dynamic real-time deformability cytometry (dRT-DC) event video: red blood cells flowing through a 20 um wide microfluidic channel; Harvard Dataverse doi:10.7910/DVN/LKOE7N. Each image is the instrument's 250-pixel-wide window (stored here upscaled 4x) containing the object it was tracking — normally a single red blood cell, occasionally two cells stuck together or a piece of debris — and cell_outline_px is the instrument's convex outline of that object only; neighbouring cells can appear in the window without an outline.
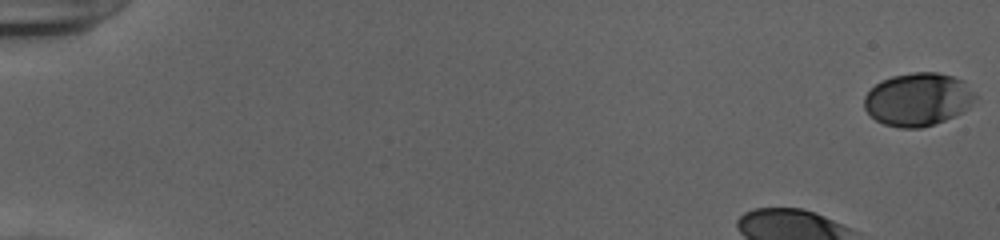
{"species": "human", "species_latin": "Homo sapiens", "temperature_condition": "cold", "stored_images_in_passage": 41, "camera_frame_rate_fps": 3000, "um_per_image_px": 0.085, "donor": {"sex": "female"}, "frame": {"image": 1, "passage_image": 1, "time_ms": 0.0, "image_size_px": [1000, 240], "cell_outline_px": [[980, 96], [964, 112], [956, 116], [920, 128], [900, 128], [884, 124], [876, 120], [864, 108], [864, 96], [880, 80], [892, 76], [912, 72], [936, 72], [952, 76], [964, 80]], "centroid_in_image_um": [78.08, 8.44], "position_along_channel_um": 6.9, "area_um2": 34.74}}
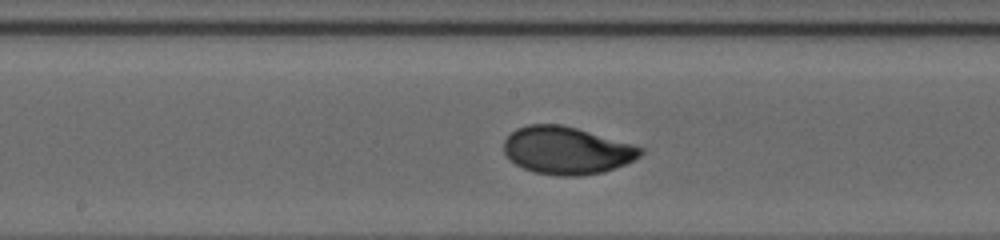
{"frame": {"image": 2, "passage_image": 26, "time_ms": 8.333, "image_size_px": [1000, 240], "cell_outline_px": [[644, 152], [640, 156], [624, 164], [604, 172], [580, 176], [556, 176], [536, 172], [524, 168], [516, 164], [504, 152], [504, 140], [516, 128], [528, 124], [560, 124], [576, 128], [632, 144], [644, 148]], "centroid_in_image_um": [48.17, 12.79], "position_along_channel_um": 200.0, "area_um2": 37.63}}
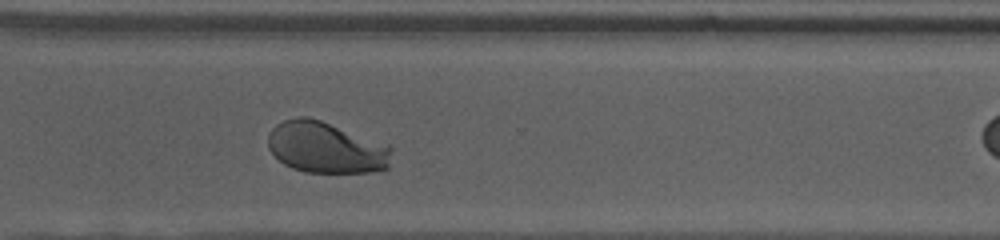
{"frame": {"image": 3, "passage_image": 37, "time_ms": 12.0, "image_size_px": [1000, 240], "cell_outline_px": [[392, 152], [388, 168], [376, 172], [304, 172], [292, 168], [284, 164], [268, 148], [268, 132], [276, 124], [284, 120], [296, 116], [304, 116], [320, 120], [388, 144], [392, 148]], "centroid_in_image_um": [27.72, 12.54], "position_along_channel_um": 342.9, "area_um2": 37.11}}